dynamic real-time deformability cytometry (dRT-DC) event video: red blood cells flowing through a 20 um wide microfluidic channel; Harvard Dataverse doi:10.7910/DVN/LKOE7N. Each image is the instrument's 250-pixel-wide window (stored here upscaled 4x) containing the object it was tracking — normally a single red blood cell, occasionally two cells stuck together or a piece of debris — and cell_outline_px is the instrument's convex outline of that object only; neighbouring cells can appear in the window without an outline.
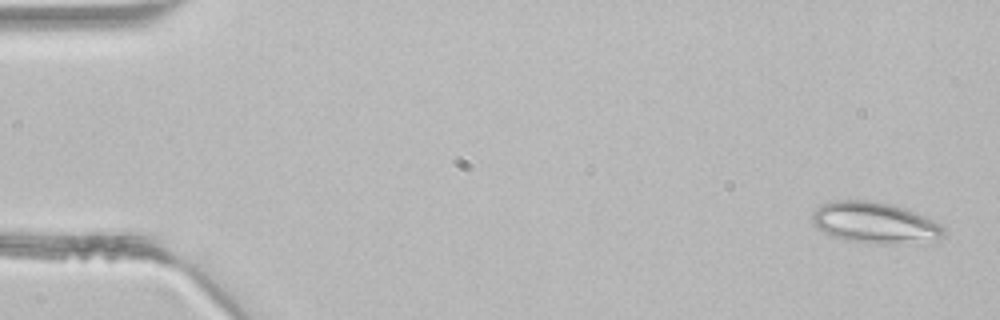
{"species": "common noctule bat (a hibernating species)", "species_latin": "Nyctalus noctula", "temperature_condition": "room temperature", "stored_images_in_passage": 3, "camera_frame_rate_fps": 3000, "um_per_image_px": 0.085, "animal": {"sex": "male", "body_mass_g": 21.5, "forearm_length_mm": 52.0}, "frame": {"image": 1, "passage_image": 1, "time_ms": 0.0, "image_size_px": [1000, 320], "cell_outline_px": [[944, 236], [936, 244], [868, 244], [848, 240], [832, 236], [816, 228], [812, 224], [812, 212], [820, 204], [836, 200], [864, 200], [892, 204], [916, 212], [940, 224], [944, 228]], "centroid_in_image_um": [74.42, 18.97], "position_along_channel_um": 10.6, "area_um2": 32.48}}